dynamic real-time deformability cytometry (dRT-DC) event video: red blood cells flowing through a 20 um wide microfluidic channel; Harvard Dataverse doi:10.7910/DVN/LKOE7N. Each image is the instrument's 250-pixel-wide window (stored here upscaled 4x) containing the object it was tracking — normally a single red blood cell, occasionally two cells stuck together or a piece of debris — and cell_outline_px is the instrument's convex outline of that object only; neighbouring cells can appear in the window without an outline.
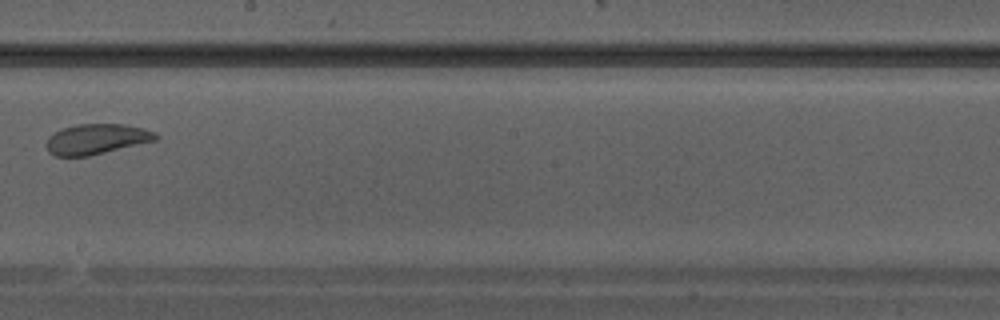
{"species": "Egyptian fruit bat (a non-hibernating species)", "species_latin": "Rousettus aegyptiacus", "temperature_condition": "warm", "stored_images_in_passage": 22, "camera_frame_rate_fps": 3000, "um_per_image_px": 0.085, "animal": {"sex": "male"}, "frame": {"image": 1, "passage_image": 10, "time_ms": 3.0, "image_size_px": [1000, 320], "cell_outline_px": [[160, 136], [156, 140], [88, 156], [56, 156], [48, 152], [44, 144], [48, 136], [64, 128], [76, 124], [124, 124], [144, 128], [156, 132]], "centroid_in_image_um": [8.19, 11.82], "position_along_channel_um": 240.0, "area_um2": 19.36}}
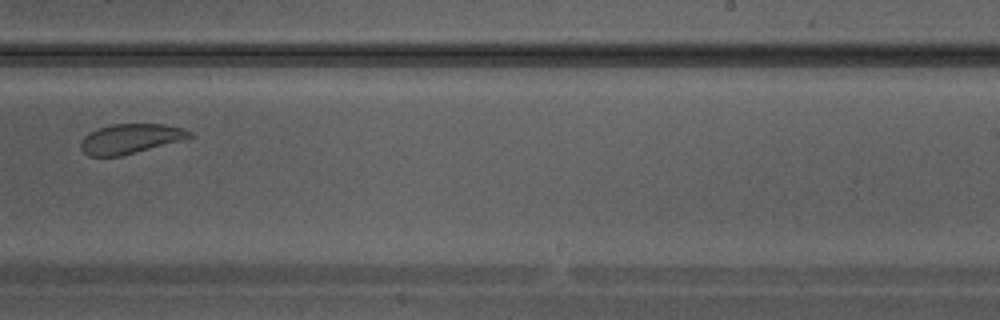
{"frame": {"image": 2, "passage_image": 12, "time_ms": 3.667, "image_size_px": [1000, 320], "cell_outline_px": [[192, 136], [188, 140], [120, 156], [88, 156], [80, 148], [80, 140], [88, 132], [96, 128], [112, 124], [164, 124], [184, 128], [192, 132]], "centroid_in_image_um": [11.11, 11.79], "position_along_channel_um": 277.9, "area_um2": 19.31}}